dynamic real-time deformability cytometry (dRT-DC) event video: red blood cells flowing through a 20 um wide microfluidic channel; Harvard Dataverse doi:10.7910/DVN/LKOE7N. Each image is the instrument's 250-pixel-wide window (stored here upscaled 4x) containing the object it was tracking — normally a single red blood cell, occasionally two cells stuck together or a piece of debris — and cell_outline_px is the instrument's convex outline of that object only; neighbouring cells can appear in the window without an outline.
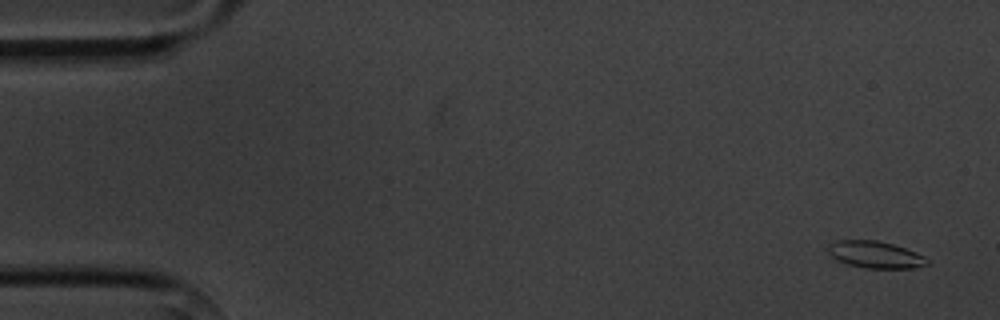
{"species": "common noctule bat (a hibernating species)", "species_latin": "Nyctalus noctula", "temperature_condition": "cold", "stored_images_in_passage": 3, "camera_frame_rate_fps": 3000, "um_per_image_px": 0.085, "animal": {"sex": "male", "body_mass_g": 20.1, "forearm_length_mm": 53.5}, "frame": {"image": 1, "passage_image": 1, "time_ms": 0.0, "image_size_px": [1000, 320], "cell_outline_px": [[928, 264], [916, 268], [864, 268], [848, 264], [836, 260], [828, 256], [828, 244], [836, 240], [876, 240], [892, 244], [916, 252], [924, 256], [928, 260]], "centroid_in_image_um": [74.35, 21.64], "position_along_channel_um": 10.6, "area_um2": 15.66}}